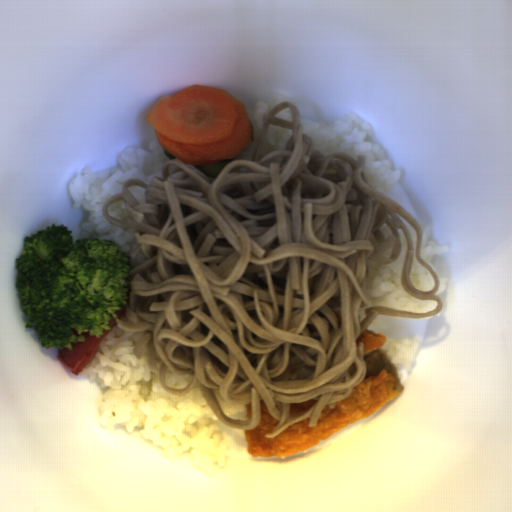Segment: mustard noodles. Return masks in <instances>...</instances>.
<instances>
[{
  "label": "mustard noodles",
  "instance_id": "0af2e427",
  "mask_svg": "<svg viewBox=\"0 0 512 512\" xmlns=\"http://www.w3.org/2000/svg\"><path fill=\"white\" fill-rule=\"evenodd\" d=\"M290 108L292 122L276 115ZM269 124L293 129L286 148L259 160ZM161 176L125 179L105 199L103 217L132 229L131 290L116 327L144 332L132 355L144 350L148 369L172 395L198 384L213 415L226 427L255 429L261 399L279 422L273 439L310 418L316 428L366 377L365 343L356 340L378 317L426 319L442 311L439 277L422 258L424 230L398 202L370 185L367 155H324L304 133L291 101L264 112L252 159L226 164L215 178L179 159L161 164ZM401 216L417 231L416 257L435 286L410 283L413 241ZM407 239L402 285L414 299L436 300L426 313L368 302L367 260L388 265ZM166 367L193 375L184 388L165 384ZM228 405L251 401L250 420L229 418ZM315 399L306 412L290 404Z\"/></svg>",
  "mask_w": 512,
  "mask_h": 512
}]
</instances>
